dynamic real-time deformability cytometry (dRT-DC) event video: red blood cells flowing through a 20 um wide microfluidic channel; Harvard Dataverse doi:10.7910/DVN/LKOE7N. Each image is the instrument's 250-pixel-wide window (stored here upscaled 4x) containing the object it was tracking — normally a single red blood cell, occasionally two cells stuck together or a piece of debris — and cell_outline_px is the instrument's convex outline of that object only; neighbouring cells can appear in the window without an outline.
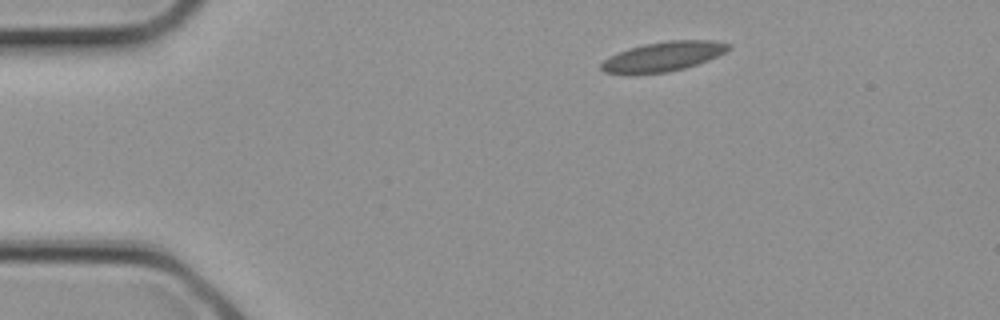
{"species": "common noctule bat (a hibernating species)", "species_latin": "Nyctalus noctula", "temperature_condition": "cold", "stored_images_in_passage": 2, "camera_frame_rate_fps": 3000, "um_per_image_px": 0.085, "animal": {"sex": "female", "body_mass_g": 21.9}, "frame": {"image": 1, "passage_image": 1, "time_ms": 0.0, "image_size_px": [1000, 320], "cell_outline_px": [[732, 48], [708, 60], [684, 68], [668, 72], [632, 76], [628, 76], [604, 72], [600, 68], [600, 64], [608, 56], [628, 48], [644, 44], [668, 40], [712, 40], [732, 44]], "centroid_in_image_um": [56.3, 4.83], "position_along_channel_um": 28.7, "area_um2": 22.48}}